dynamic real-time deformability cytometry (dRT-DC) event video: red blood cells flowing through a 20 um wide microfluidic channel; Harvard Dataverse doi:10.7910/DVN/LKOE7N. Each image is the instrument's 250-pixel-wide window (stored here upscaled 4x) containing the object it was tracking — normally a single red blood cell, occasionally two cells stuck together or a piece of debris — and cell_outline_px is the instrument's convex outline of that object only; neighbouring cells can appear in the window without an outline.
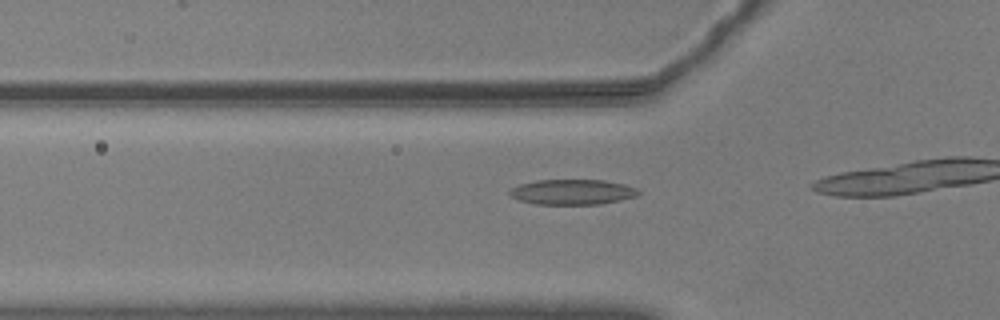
{"species": "common noctule bat (a hibernating species)", "species_latin": "Nyctalus noctula", "temperature_condition": "warm", "stored_images_in_passage": 15, "camera_frame_rate_fps": 3000, "um_per_image_px": 0.085, "animal": {"sex": "male", "body_mass_g": 20.5, "forearm_length_mm": 52.5}, "frame": {"image": 1, "passage_image": 11, "time_ms": 3.333, "image_size_px": [1000, 320], "cell_outline_px": [[640, 192], [636, 196], [620, 200], [600, 204], [536, 204], [520, 200], [512, 196], [508, 192], [512, 188], [520, 184], [536, 180], [604, 180], [624, 184], [636, 188]], "centroid_in_image_um": [48.66, 16.31], "position_along_channel_um": 77.1, "area_um2": 18.79}}